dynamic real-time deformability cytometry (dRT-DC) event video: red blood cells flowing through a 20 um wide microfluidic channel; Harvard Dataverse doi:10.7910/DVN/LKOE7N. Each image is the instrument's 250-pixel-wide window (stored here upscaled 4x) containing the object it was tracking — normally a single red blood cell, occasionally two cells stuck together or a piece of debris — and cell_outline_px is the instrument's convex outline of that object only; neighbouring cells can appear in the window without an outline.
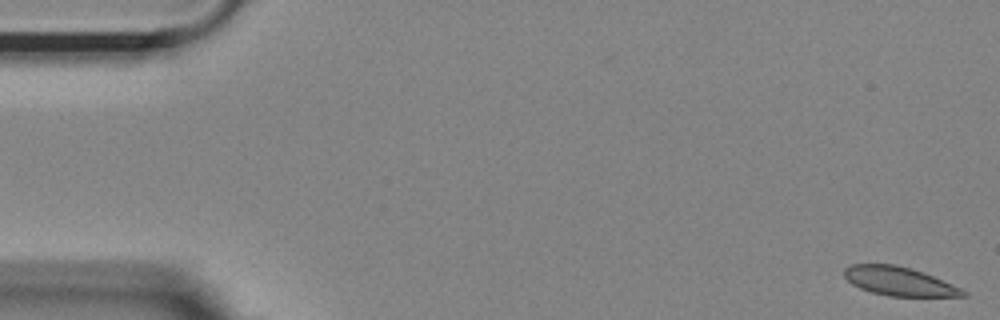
{"species": "Egyptian fruit bat (a non-hibernating species)", "species_latin": "Rousettus aegyptiacus", "temperature_condition": "room temperature", "stored_images_in_passage": 54, "camera_frame_rate_fps": 3000, "um_per_image_px": 0.085, "animal": {"sex": "female"}, "frame": {"image": 1, "passage_image": 1, "time_ms": 0.0, "image_size_px": [1000, 320], "cell_outline_px": [[968, 296], [888, 296], [872, 292], [860, 288], [852, 284], [844, 276], [844, 268], [852, 264], [896, 264], [912, 268], [932, 276], [960, 288], [968, 292]], "centroid_in_image_um": [76.4, 23.9], "position_along_channel_um": 8.6, "area_um2": 19.77}}
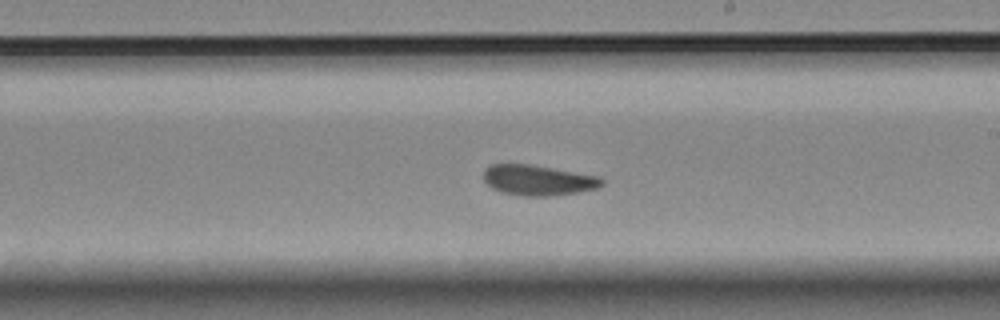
{"frame": {"image": 2, "passage_image": 31, "time_ms": 10.0, "image_size_px": [1000, 320], "cell_outline_px": [[604, 184], [596, 188], [576, 192], [548, 196], [528, 196], [504, 192], [492, 188], [484, 180], [484, 168], [492, 164], [528, 164], [600, 176], [604, 180]], "centroid_in_image_um": [45.74, 15.3], "position_along_channel_um": 243.3, "area_um2": 20.69}}
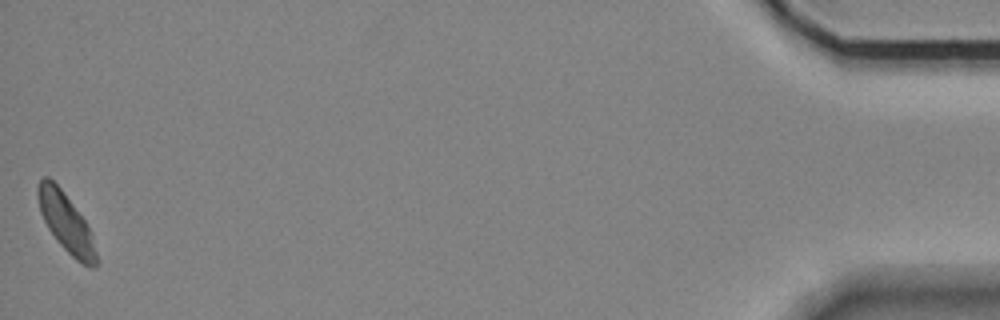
{"frame": {"image": 3, "passage_image": 54, "time_ms": 17.667, "image_size_px": [1000, 320], "cell_outline_px": [[96, 268], [88, 268], [76, 260], [56, 240], [48, 228], [40, 212], [36, 196], [36, 188], [40, 180], [44, 176], [48, 176], [60, 188], [84, 220], [92, 232], [96, 252]], "centroid_in_image_um": [5.6, 18.93], "position_along_channel_um": 429.6, "area_um2": 19.88}}